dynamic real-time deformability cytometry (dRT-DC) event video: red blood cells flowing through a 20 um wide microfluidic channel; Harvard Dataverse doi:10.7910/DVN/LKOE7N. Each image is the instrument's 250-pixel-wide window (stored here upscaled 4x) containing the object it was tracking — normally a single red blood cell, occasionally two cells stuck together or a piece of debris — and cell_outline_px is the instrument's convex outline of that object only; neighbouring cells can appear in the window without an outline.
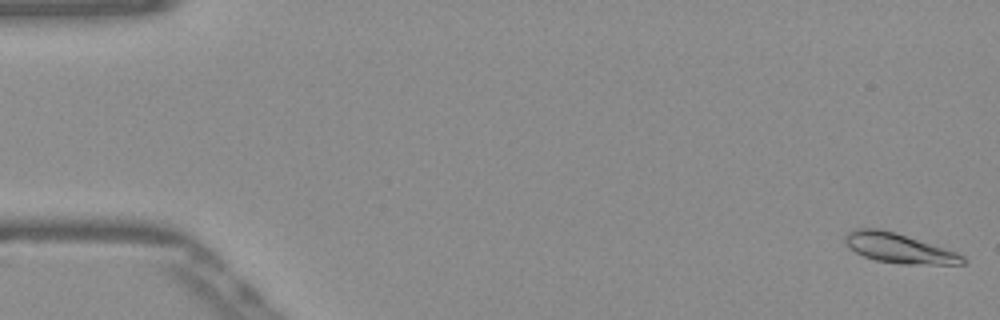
{"species": "Egyptian fruit bat (a non-hibernating species)", "species_latin": "Rousettus aegyptiacus", "temperature_condition": "warm", "stored_images_in_passage": 53, "camera_frame_rate_fps": 3000, "um_per_image_px": 0.085, "frame": {"image": 1, "passage_image": 1, "time_ms": 0.0, "image_size_px": [1000, 320], "cell_outline_px": [[968, 260], [964, 264], [900, 264], [876, 260], [864, 256], [848, 248], [844, 244], [844, 236], [848, 232], [856, 228], [880, 228], [896, 232], [956, 252], [964, 256]], "centroid_in_image_um": [76.38, 21.09], "position_along_channel_um": 8.6, "area_um2": 20.46}}
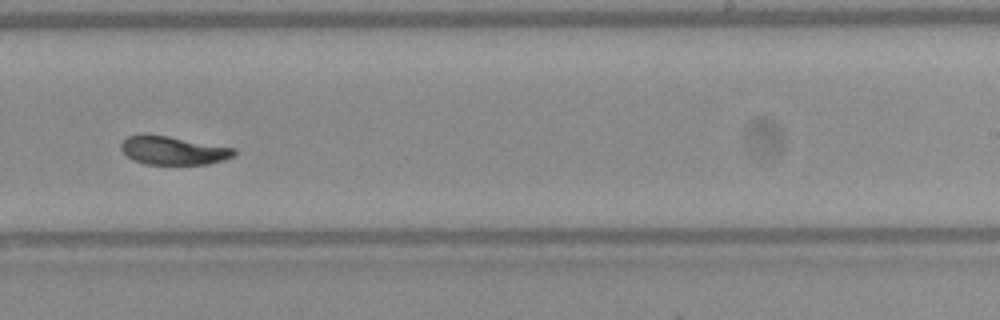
{"frame": {"image": 2, "passage_image": 33, "time_ms": 10.667, "image_size_px": [1000, 320], "cell_outline_px": [[236, 156], [224, 160], [208, 164], [144, 164], [132, 160], [120, 148], [120, 144], [128, 136], [168, 136], [236, 148]], "centroid_in_image_um": [14.79, 12.81], "position_along_channel_um": 274.2, "area_um2": 18.5}}
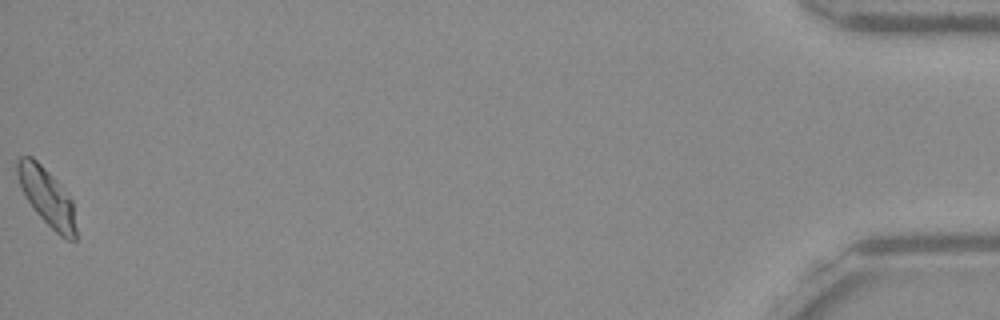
{"frame": {"image": 3, "passage_image": 53, "time_ms": 17.333, "image_size_px": [1000, 320], "cell_outline_px": [[76, 240], [68, 240], [60, 236], [32, 208], [20, 184], [16, 172], [16, 160], [20, 156], [32, 156], [68, 192], [72, 200], [76, 228]], "centroid_in_image_um": [4.0, 16.73], "position_along_channel_um": 431.2, "area_um2": 19.48}, "authors_computed_cell_mechanics": {"area_um2": 19.7098, "velocity_mm_per_s": 3.8345, "shape_relaxation_time_tau1_ms": 3.7896, "shape_relaxation_time_tau2_ms": 1.8095, "deformation_change_tau1": 0.1473, "deformation_change_tau2": 0.0501}}